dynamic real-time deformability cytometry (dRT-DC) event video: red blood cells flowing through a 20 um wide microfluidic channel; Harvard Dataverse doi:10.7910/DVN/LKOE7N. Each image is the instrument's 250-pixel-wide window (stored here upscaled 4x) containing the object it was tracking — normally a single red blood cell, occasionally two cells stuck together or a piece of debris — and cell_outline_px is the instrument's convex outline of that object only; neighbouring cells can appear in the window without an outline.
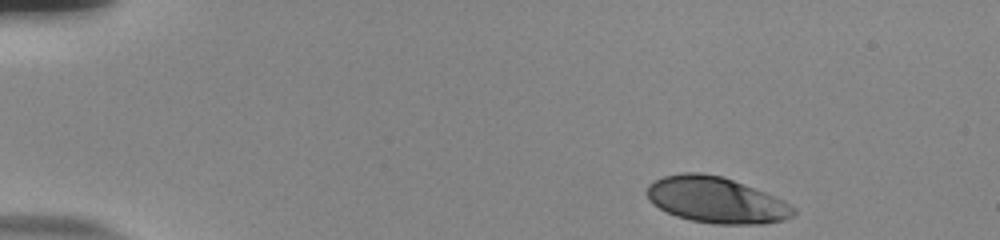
{"species": "human", "species_latin": "Homo sapiens", "temperature_condition": "room temperature", "stored_images_in_passage": 48, "camera_frame_rate_fps": 3000, "um_per_image_px": 0.085, "donor": {"sex": "male"}, "frame": {"image": 1, "passage_image": 1, "time_ms": 0.0, "image_size_px": [1000, 240], "cell_outline_px": [[796, 212], [792, 216], [784, 220], [764, 224], [712, 224], [692, 220], [676, 216], [652, 204], [648, 200], [644, 192], [648, 184], [664, 176], [680, 172], [700, 172], [724, 176], [784, 200], [796, 208]], "centroid_in_image_um": [60.86, 16.99], "position_along_channel_um": 24.1, "area_um2": 39.65}}
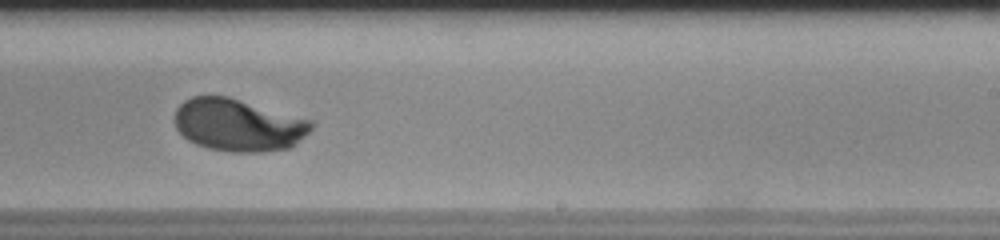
{"frame": {"image": 2, "passage_image": 29, "time_ms": 9.333, "image_size_px": [1000, 240], "cell_outline_px": [[316, 124], [292, 148], [264, 152], [232, 152], [208, 148], [196, 144], [188, 140], [176, 128], [176, 108], [184, 100], [192, 96], [228, 96], [312, 120]], "centroid_in_image_um": [20.28, 10.63], "position_along_channel_um": 268.7, "area_um2": 41.85}}
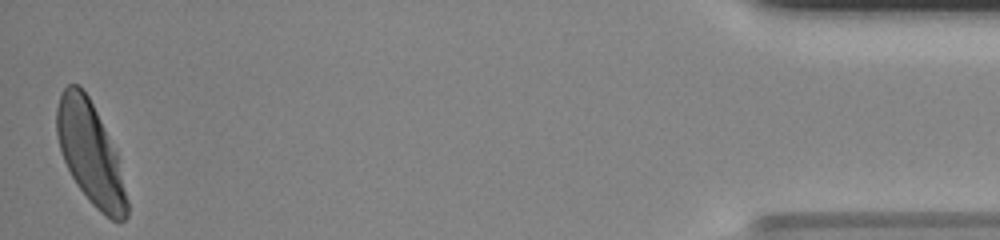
{"frame": {"image": 3, "passage_image": 48, "time_ms": 15.667, "image_size_px": [1000, 240], "cell_outline_px": [[128, 216], [124, 220], [112, 220], [100, 212], [88, 200], [76, 184], [60, 152], [56, 132], [56, 108], [60, 92], [68, 84], [80, 84], [88, 96], [116, 152], [128, 200]], "centroid_in_image_um": [7.65, 13.03], "position_along_channel_um": 427.5, "area_um2": 41.33}, "authors_computed_cell_mechanics": {"area_um2": 41.2692, "velocity_mm_per_s": 3.7419, "shape_relaxation_time_tau1_ms": 2.7411, "shape_relaxation_time_tau2_ms": null, "deformation_change_tau1": 0.1579, "deformation_change_tau2": null}}